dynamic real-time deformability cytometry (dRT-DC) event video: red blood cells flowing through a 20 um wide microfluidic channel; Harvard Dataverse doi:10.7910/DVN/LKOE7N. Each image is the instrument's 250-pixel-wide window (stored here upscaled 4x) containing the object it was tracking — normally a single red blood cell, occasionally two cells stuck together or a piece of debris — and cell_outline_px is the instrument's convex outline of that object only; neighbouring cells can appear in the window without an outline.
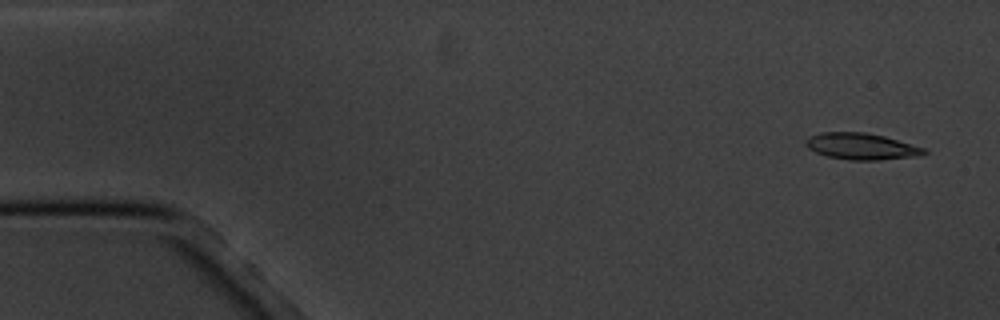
{"species": "common noctule bat (a hibernating species)", "species_latin": "Nyctalus noctula", "temperature_condition": "cold", "stored_images_in_passage": 15, "camera_frame_rate_fps": 3000, "um_per_image_px": 0.085, "animal": {"sex": "male", "body_mass_g": 20.1, "forearm_length_mm": 53.5}, "frame": {"image": 1, "passage_image": 1, "time_ms": 0.0, "image_size_px": [1000, 320], "cell_outline_px": [[928, 152], [920, 156], [880, 160], [848, 160], [828, 156], [816, 152], [808, 148], [804, 144], [804, 140], [808, 136], [820, 132], [864, 132], [884, 136], [924, 148]], "centroid_in_image_um": [73.18, 12.44], "position_along_channel_um": 11.8, "area_um2": 18.32}}
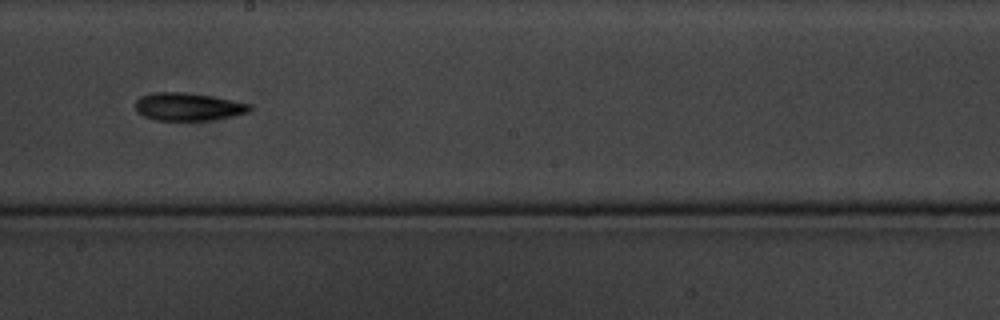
{"frame": {"image": 2, "passage_image": 8, "time_ms": 9.667, "image_size_px": [1000, 320], "cell_outline_px": [[252, 108], [248, 112], [232, 116], [212, 120], [156, 120], [144, 116], [136, 112], [136, 100], [140, 96], [152, 92], [184, 92], [208, 96], [252, 104]], "centroid_in_image_um": [15.96, 9.07], "position_along_channel_um": 232.2, "area_um2": 18.44}}
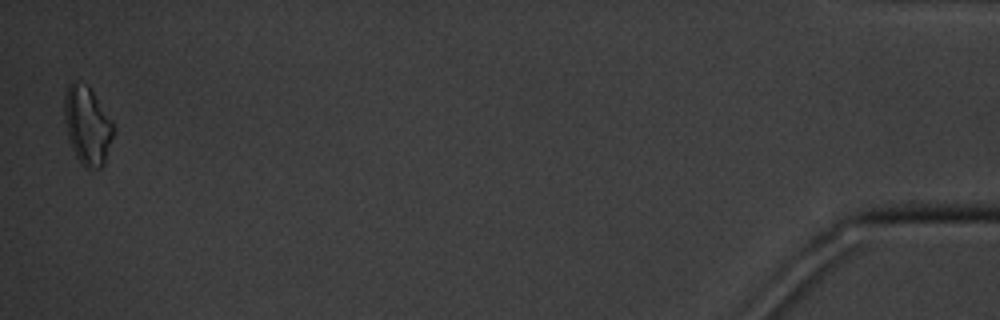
{"frame": {"image": 3, "passage_image": 15, "time_ms": 18.0, "image_size_px": [1000, 320], "cell_outline_px": [[116, 132], [104, 164], [100, 168], [84, 168], [76, 156], [72, 148], [68, 136], [64, 120], [64, 96], [68, 84], [72, 80], [76, 80], [88, 84], [112, 120], [116, 128]], "centroid_in_image_um": [7.44, 10.64], "position_along_channel_um": 427.8, "area_um2": 22.95}, "authors_computed_cell_mechanics": {"area_um2": 18.3226, "velocity_mm_per_s": 3.4453, "shape_relaxation_time_tau1_ms": 4.6865, "shape_relaxation_time_tau2_ms": null, "deformation_change_tau1": 0.119, "deformation_change_tau2": null}}